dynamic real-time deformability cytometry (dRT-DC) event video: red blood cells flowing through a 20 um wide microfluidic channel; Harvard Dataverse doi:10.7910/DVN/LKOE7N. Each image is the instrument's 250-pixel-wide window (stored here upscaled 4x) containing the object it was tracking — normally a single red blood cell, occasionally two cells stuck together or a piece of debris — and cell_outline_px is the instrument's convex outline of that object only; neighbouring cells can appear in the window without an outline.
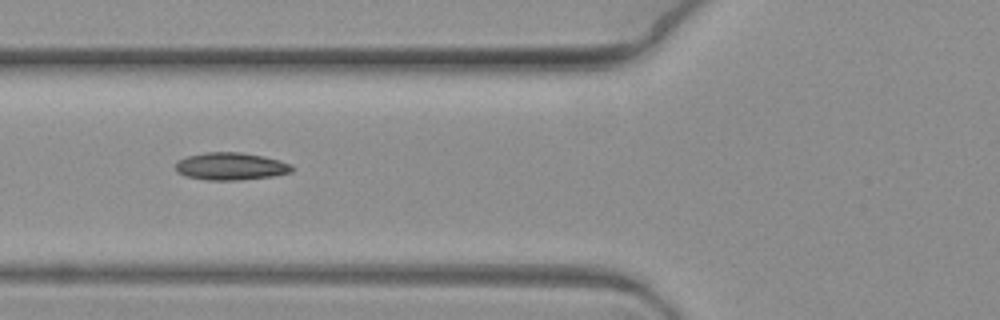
{"species": "common noctule bat (a hibernating species)", "species_latin": "Nyctalus noctula", "temperature_condition": "warm", "stored_images_in_passage": 3, "camera_frame_rate_fps": 3000, "um_per_image_px": 0.085, "animal": {"sex": "female", "body_mass_g": 19.3, "forearm_length_mm": 54.1}, "frame": {"image": 1, "passage_image": 2, "time_ms": 0.333, "image_size_px": [1000, 320], "cell_outline_px": [[296, 168], [292, 172], [276, 176], [240, 180], [208, 180], [184, 176], [176, 172], [176, 160], [188, 156], [208, 152], [240, 152], [264, 156], [280, 160], [292, 164]], "centroid_in_image_um": [19.66, 14.14], "position_along_channel_um": 106.1, "area_um2": 18.96}}